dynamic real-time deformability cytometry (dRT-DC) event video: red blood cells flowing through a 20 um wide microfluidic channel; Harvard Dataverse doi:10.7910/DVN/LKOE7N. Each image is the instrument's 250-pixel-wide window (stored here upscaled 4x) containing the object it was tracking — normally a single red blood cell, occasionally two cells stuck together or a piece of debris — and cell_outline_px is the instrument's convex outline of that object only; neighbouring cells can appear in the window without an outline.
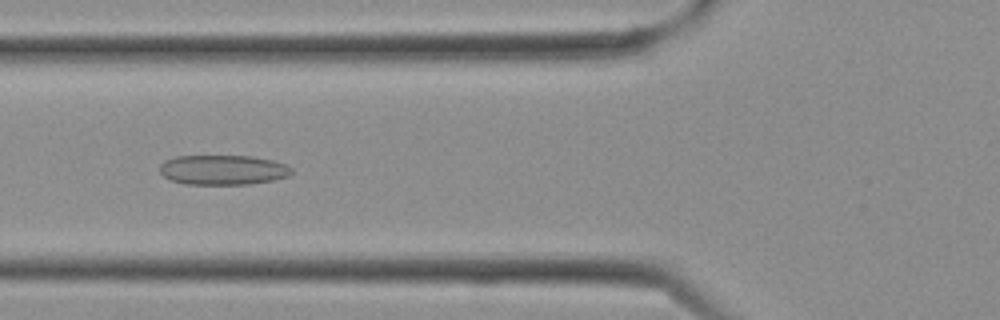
{"species": "Egyptian fruit bat (a non-hibernating species)", "species_latin": "Rousettus aegyptiacus", "temperature_condition": "cold", "stored_images_in_passage": 29, "camera_frame_rate_fps": 3000, "um_per_image_px": 0.085, "frame": {"image": 1, "passage_image": 11, "time_ms": 3.333, "image_size_px": [1000, 320], "cell_outline_px": [[292, 172], [288, 176], [272, 180], [248, 184], [184, 184], [172, 180], [164, 176], [160, 172], [160, 164], [164, 160], [176, 156], [252, 156], [272, 160], [284, 164], [292, 168]], "centroid_in_image_um": [18.93, 14.43], "position_along_channel_um": 106.9, "area_um2": 22.83}}
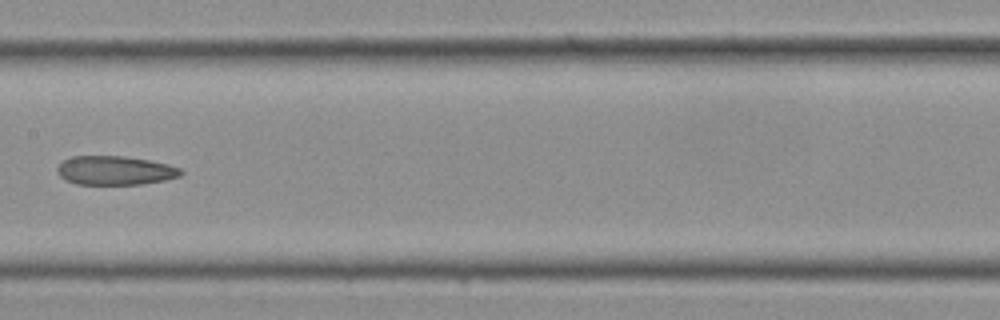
{"frame": {"image": 2, "passage_image": 15, "time_ms": 4.667, "image_size_px": [1000, 320], "cell_outline_px": [[184, 172], [180, 176], [164, 180], [140, 184], [76, 184], [64, 180], [56, 172], [56, 168], [64, 160], [72, 156], [124, 156], [148, 160], [168, 164], [180, 168]], "centroid_in_image_um": [9.76, 14.49], "position_along_channel_um": 197.6, "area_um2": 20.87}}
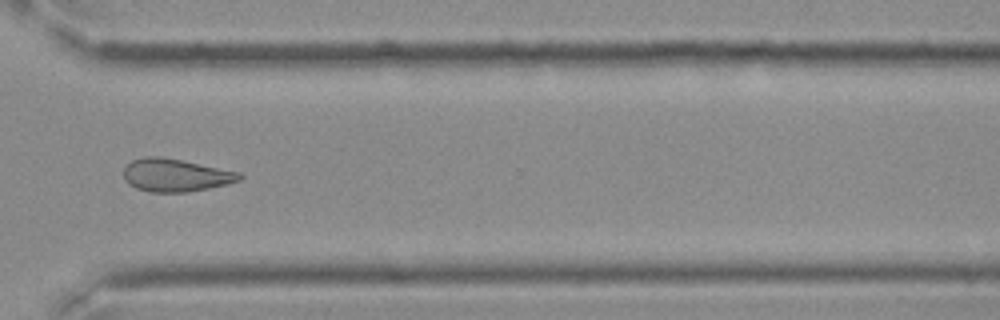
{"frame": {"image": 3, "passage_image": 22, "time_ms": 7.0, "image_size_px": [1000, 320], "cell_outline_px": [[244, 176], [240, 180], [228, 184], [208, 188], [184, 192], [152, 192], [136, 188], [128, 184], [124, 180], [124, 168], [132, 160], [144, 156], [160, 156], [240, 172]], "centroid_in_image_um": [14.91, 14.89], "position_along_channel_um": 355.7, "area_um2": 22.08}}